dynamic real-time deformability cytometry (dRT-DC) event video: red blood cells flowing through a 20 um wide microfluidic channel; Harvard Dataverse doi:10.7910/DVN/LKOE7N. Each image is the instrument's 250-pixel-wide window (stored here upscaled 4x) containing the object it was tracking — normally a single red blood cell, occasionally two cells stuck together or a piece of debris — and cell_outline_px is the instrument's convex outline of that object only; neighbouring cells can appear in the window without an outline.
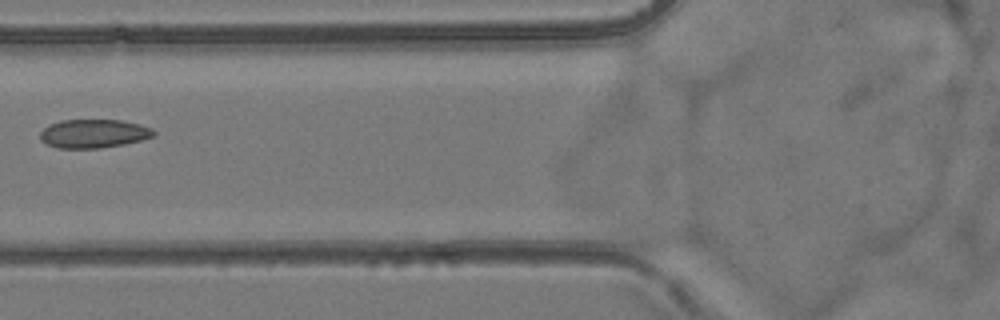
{"species": "common noctule bat (a hibernating species)", "species_latin": "Nyctalus noctula", "temperature_condition": "room temperature", "stored_images_in_passage": 4, "camera_frame_rate_fps": 3000, "um_per_image_px": 0.085, "animal": {"sex": "female", "body_mass_g": 24.6, "forearm_length_mm": 56.2}, "frame": {"image": 1, "passage_image": 4, "time_ms": 3.667, "image_size_px": [1000, 320], "cell_outline_px": [[156, 136], [124, 144], [100, 148], [56, 148], [40, 140], [40, 132], [48, 124], [60, 120], [120, 120], [140, 124], [152, 128], [156, 132]], "centroid_in_image_um": [7.96, 11.35], "position_along_channel_um": 117.8, "area_um2": 19.07}}